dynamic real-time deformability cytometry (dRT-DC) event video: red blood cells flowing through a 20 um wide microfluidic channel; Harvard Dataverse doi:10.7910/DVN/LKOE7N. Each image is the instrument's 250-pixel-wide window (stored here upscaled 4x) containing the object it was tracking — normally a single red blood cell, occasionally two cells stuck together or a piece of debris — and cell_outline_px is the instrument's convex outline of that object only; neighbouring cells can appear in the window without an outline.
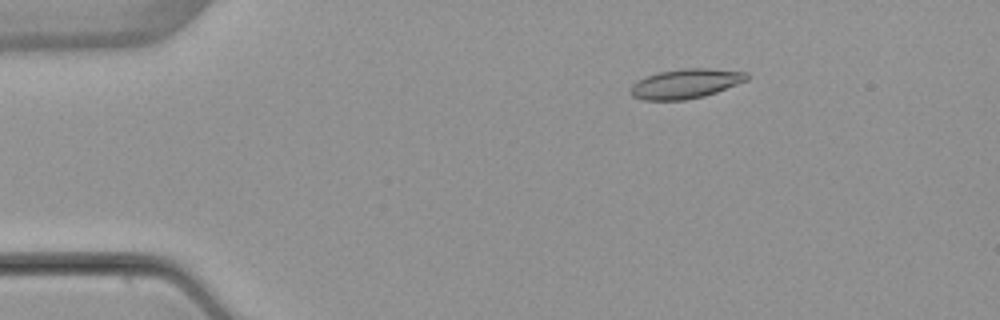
{"species": "common noctule bat (a hibernating species)", "species_latin": "Nyctalus noctula", "temperature_condition": "warm", "stored_images_in_passage": 5, "camera_frame_rate_fps": 3000, "um_per_image_px": 0.085, "animal": {"sex": "female", "body_mass_g": 22.7, "forearm_length_mm": 54.2}, "frame": {"image": 1, "passage_image": 3, "time_ms": 2.667, "image_size_px": [1000, 320], "cell_outline_px": [[748, 80], [716, 92], [704, 96], [684, 100], [644, 100], [632, 96], [628, 92], [632, 84], [648, 76], [660, 72], [684, 68], [708, 68], [748, 72]], "centroid_in_image_um": [58.28, 7.11], "position_along_channel_um": 26.7, "area_um2": 19.94}}